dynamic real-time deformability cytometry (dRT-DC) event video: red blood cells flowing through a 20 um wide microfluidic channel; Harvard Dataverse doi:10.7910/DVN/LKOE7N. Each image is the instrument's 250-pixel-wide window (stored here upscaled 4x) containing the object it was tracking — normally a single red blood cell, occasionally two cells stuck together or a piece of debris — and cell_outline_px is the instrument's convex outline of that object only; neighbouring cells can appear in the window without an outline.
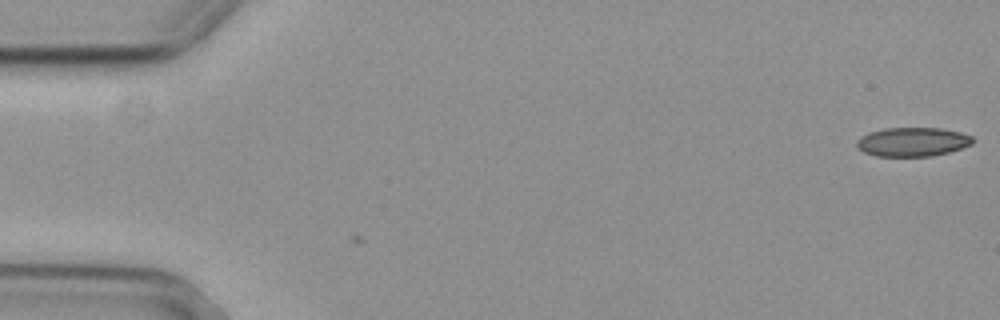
{"species": "common noctule bat (a hibernating species)", "species_latin": "Nyctalus noctula", "temperature_condition": "cold", "stored_images_in_passage": 4, "camera_frame_rate_fps": 3000, "um_per_image_px": 0.085, "animal": {"sex": "female", "body_mass_g": 29.2, "forearm_length_mm": 56.3}, "frame": {"image": 1, "passage_image": 4, "time_ms": 1.0, "image_size_px": [1000, 320], "cell_outline_px": [[976, 140], [972, 144], [948, 152], [932, 156], [876, 156], [864, 152], [856, 148], [856, 140], [860, 136], [868, 132], [884, 128], [940, 128], [960, 132], [972, 136]], "centroid_in_image_um": [77.54, 12.05], "position_along_channel_um": 7.5, "area_um2": 19.77}}